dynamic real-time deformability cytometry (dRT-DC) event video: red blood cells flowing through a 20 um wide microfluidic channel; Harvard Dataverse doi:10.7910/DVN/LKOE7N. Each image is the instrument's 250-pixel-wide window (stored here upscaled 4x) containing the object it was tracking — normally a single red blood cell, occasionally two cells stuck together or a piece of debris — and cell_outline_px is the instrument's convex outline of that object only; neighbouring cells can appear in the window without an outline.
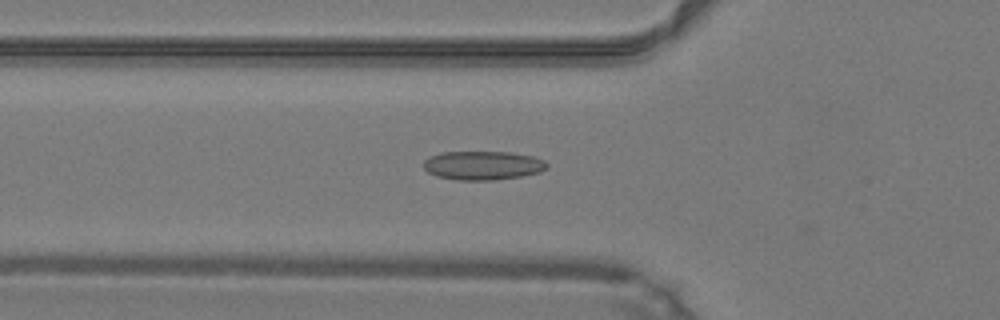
{"species": "common noctule bat (a hibernating species)", "species_latin": "Nyctalus noctula", "temperature_condition": "warm", "stored_images_in_passage": 34, "camera_frame_rate_fps": 3000, "um_per_image_px": 0.085, "animal": {"sex": "male", "body_mass_g": 19.2, "forearm_length_mm": 51.8}, "frame": {"image": 1, "passage_image": 3, "time_ms": 0.667, "image_size_px": [1000, 320], "cell_outline_px": [[548, 168], [540, 172], [520, 176], [496, 180], [456, 180], [436, 176], [428, 172], [424, 168], [424, 160], [432, 156], [444, 152], [512, 152], [532, 156], [544, 160], [548, 164]], "centroid_in_image_um": [41.06, 14.06], "position_along_channel_um": 84.7, "area_um2": 20.75}}
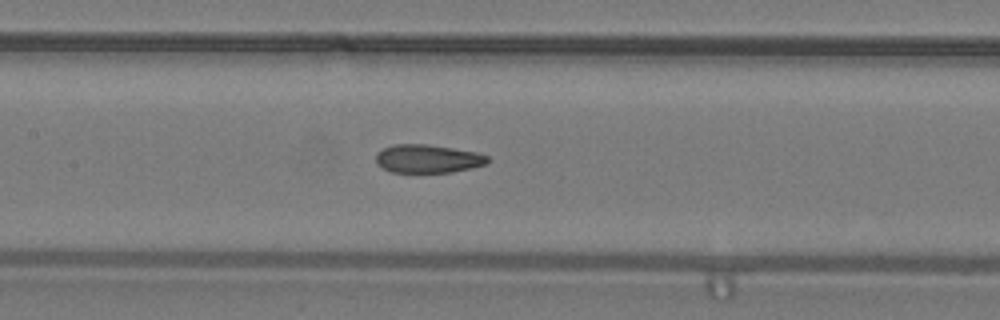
{"frame": {"image": 2, "passage_image": 9, "time_ms": 2.667, "image_size_px": [1000, 320], "cell_outline_px": [[488, 164], [472, 168], [452, 172], [392, 172], [376, 164], [376, 152], [392, 144], [428, 144], [476, 152], [488, 156]], "centroid_in_image_um": [36.36, 13.49], "position_along_channel_um": 171.0, "area_um2": 18.5}}
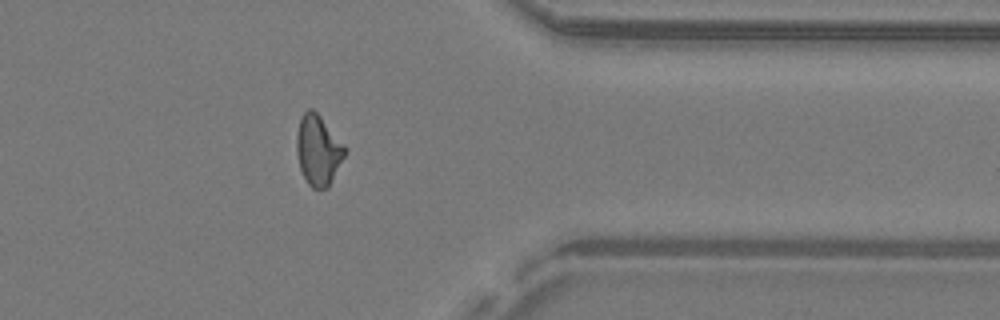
{"frame": {"image": 3, "passage_image": 25, "time_ms": 8.0, "image_size_px": [1000, 320], "cell_outline_px": [[348, 148], [328, 188], [312, 188], [308, 184], [300, 168], [296, 152], [296, 136], [300, 116], [308, 108], [312, 108], [320, 116]], "centroid_in_image_um": [27.04, 12.74], "position_along_channel_um": 384.4, "area_um2": 19.77}, "authors_computed_cell_mechanics": {"area_um2": 19.2185, "velocity_mm_per_s": 4.2553, "shape_relaxation_time_tau1_ms": null, "shape_relaxation_time_tau2_ms": 1.7233, "deformation_change_tau1": null, "deformation_change_tau2": 0.0749}}